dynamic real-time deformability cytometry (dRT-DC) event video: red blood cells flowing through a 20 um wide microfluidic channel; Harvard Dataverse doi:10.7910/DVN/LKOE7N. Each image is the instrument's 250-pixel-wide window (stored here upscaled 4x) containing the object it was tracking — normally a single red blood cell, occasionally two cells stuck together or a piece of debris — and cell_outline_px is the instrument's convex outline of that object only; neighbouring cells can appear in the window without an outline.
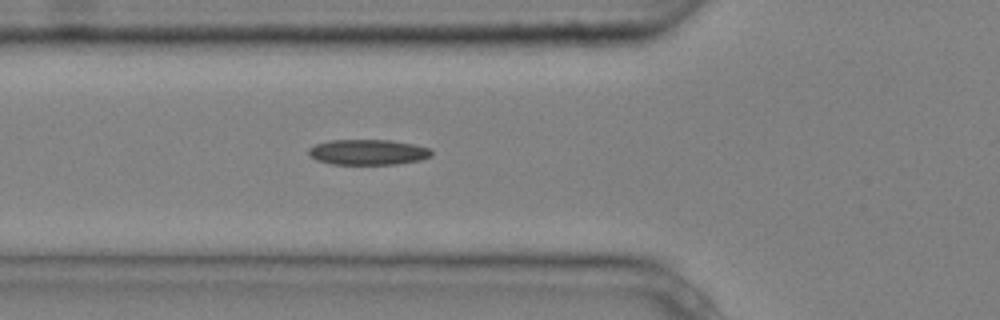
{"species": "common noctule bat (a hibernating species)", "species_latin": "Nyctalus noctula", "temperature_condition": "cold", "stored_images_in_passage": 2, "camera_frame_rate_fps": 3000, "um_per_image_px": 0.085, "animal": {"sex": "male", "body_mass_g": 20.4}, "frame": {"image": 1, "passage_image": 2, "time_ms": 0.333, "image_size_px": [1000, 320], "cell_outline_px": [[432, 156], [420, 160], [396, 164], [332, 164], [316, 160], [308, 156], [308, 148], [316, 144], [328, 140], [392, 140], [412, 144], [428, 148], [432, 152]], "centroid_in_image_um": [31.23, 12.93], "position_along_channel_um": 94.6, "area_um2": 18.26}}